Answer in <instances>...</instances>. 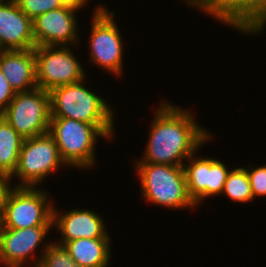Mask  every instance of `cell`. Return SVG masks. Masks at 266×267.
<instances>
[{
  "label": "cell",
  "instance_id": "5b68a950",
  "mask_svg": "<svg viewBox=\"0 0 266 267\" xmlns=\"http://www.w3.org/2000/svg\"><path fill=\"white\" fill-rule=\"evenodd\" d=\"M48 133L67 166L83 169L94 165L98 137L109 140L97 126L68 118H51Z\"/></svg>",
  "mask_w": 266,
  "mask_h": 267
},
{
  "label": "cell",
  "instance_id": "8992f818",
  "mask_svg": "<svg viewBox=\"0 0 266 267\" xmlns=\"http://www.w3.org/2000/svg\"><path fill=\"white\" fill-rule=\"evenodd\" d=\"M1 115L24 139L46 134L51 121L50 94L38 87L16 92Z\"/></svg>",
  "mask_w": 266,
  "mask_h": 267
},
{
  "label": "cell",
  "instance_id": "3957f363",
  "mask_svg": "<svg viewBox=\"0 0 266 267\" xmlns=\"http://www.w3.org/2000/svg\"><path fill=\"white\" fill-rule=\"evenodd\" d=\"M37 187H5L0 205V228L25 229L53 226V204ZM49 201V202H48Z\"/></svg>",
  "mask_w": 266,
  "mask_h": 267
},
{
  "label": "cell",
  "instance_id": "8fae6325",
  "mask_svg": "<svg viewBox=\"0 0 266 267\" xmlns=\"http://www.w3.org/2000/svg\"><path fill=\"white\" fill-rule=\"evenodd\" d=\"M205 11L248 35L262 32L266 26V0H215Z\"/></svg>",
  "mask_w": 266,
  "mask_h": 267
},
{
  "label": "cell",
  "instance_id": "44dd1931",
  "mask_svg": "<svg viewBox=\"0 0 266 267\" xmlns=\"http://www.w3.org/2000/svg\"><path fill=\"white\" fill-rule=\"evenodd\" d=\"M20 9L32 20L37 16L60 7L63 4L60 0H15Z\"/></svg>",
  "mask_w": 266,
  "mask_h": 267
},
{
  "label": "cell",
  "instance_id": "cb8c5ba5",
  "mask_svg": "<svg viewBox=\"0 0 266 267\" xmlns=\"http://www.w3.org/2000/svg\"><path fill=\"white\" fill-rule=\"evenodd\" d=\"M186 1V0H185ZM215 0H187L186 3L188 5L196 7L197 9H200L204 11L214 2Z\"/></svg>",
  "mask_w": 266,
  "mask_h": 267
},
{
  "label": "cell",
  "instance_id": "ac0fdd59",
  "mask_svg": "<svg viewBox=\"0 0 266 267\" xmlns=\"http://www.w3.org/2000/svg\"><path fill=\"white\" fill-rule=\"evenodd\" d=\"M23 140L24 138L0 115V176L7 184L13 178Z\"/></svg>",
  "mask_w": 266,
  "mask_h": 267
},
{
  "label": "cell",
  "instance_id": "52a82bcc",
  "mask_svg": "<svg viewBox=\"0 0 266 267\" xmlns=\"http://www.w3.org/2000/svg\"><path fill=\"white\" fill-rule=\"evenodd\" d=\"M62 164L66 166L56 141L46 133L23 140L17 167L12 176H18V180H21L17 187H35Z\"/></svg>",
  "mask_w": 266,
  "mask_h": 267
},
{
  "label": "cell",
  "instance_id": "277c9868",
  "mask_svg": "<svg viewBox=\"0 0 266 267\" xmlns=\"http://www.w3.org/2000/svg\"><path fill=\"white\" fill-rule=\"evenodd\" d=\"M143 198L172 209L195 207L187 192L183 166L136 163Z\"/></svg>",
  "mask_w": 266,
  "mask_h": 267
},
{
  "label": "cell",
  "instance_id": "7402d4cb",
  "mask_svg": "<svg viewBox=\"0 0 266 267\" xmlns=\"http://www.w3.org/2000/svg\"><path fill=\"white\" fill-rule=\"evenodd\" d=\"M246 171L251 185L253 199L256 196H266V165L253 169L249 165Z\"/></svg>",
  "mask_w": 266,
  "mask_h": 267
},
{
  "label": "cell",
  "instance_id": "5bb4252c",
  "mask_svg": "<svg viewBox=\"0 0 266 267\" xmlns=\"http://www.w3.org/2000/svg\"><path fill=\"white\" fill-rule=\"evenodd\" d=\"M34 47L33 20L15 0L0 2V50H29Z\"/></svg>",
  "mask_w": 266,
  "mask_h": 267
},
{
  "label": "cell",
  "instance_id": "603a6c76",
  "mask_svg": "<svg viewBox=\"0 0 266 267\" xmlns=\"http://www.w3.org/2000/svg\"><path fill=\"white\" fill-rule=\"evenodd\" d=\"M15 95L16 92L11 87L0 68V115L7 109Z\"/></svg>",
  "mask_w": 266,
  "mask_h": 267
},
{
  "label": "cell",
  "instance_id": "d4e9b609",
  "mask_svg": "<svg viewBox=\"0 0 266 267\" xmlns=\"http://www.w3.org/2000/svg\"><path fill=\"white\" fill-rule=\"evenodd\" d=\"M63 4V6L70 7L73 9H76L77 11L81 8H84L83 6L86 5L88 0H60Z\"/></svg>",
  "mask_w": 266,
  "mask_h": 267
},
{
  "label": "cell",
  "instance_id": "e0dca14e",
  "mask_svg": "<svg viewBox=\"0 0 266 267\" xmlns=\"http://www.w3.org/2000/svg\"><path fill=\"white\" fill-rule=\"evenodd\" d=\"M64 247L73 260L82 267H107L110 261V238H79Z\"/></svg>",
  "mask_w": 266,
  "mask_h": 267
},
{
  "label": "cell",
  "instance_id": "484cf974",
  "mask_svg": "<svg viewBox=\"0 0 266 267\" xmlns=\"http://www.w3.org/2000/svg\"><path fill=\"white\" fill-rule=\"evenodd\" d=\"M6 186H7V181L2 176H0V205H1V197Z\"/></svg>",
  "mask_w": 266,
  "mask_h": 267
},
{
  "label": "cell",
  "instance_id": "7c38bea8",
  "mask_svg": "<svg viewBox=\"0 0 266 267\" xmlns=\"http://www.w3.org/2000/svg\"><path fill=\"white\" fill-rule=\"evenodd\" d=\"M76 12V9L63 6L37 16L33 20L35 46L77 44L79 39Z\"/></svg>",
  "mask_w": 266,
  "mask_h": 267
},
{
  "label": "cell",
  "instance_id": "ffe728a7",
  "mask_svg": "<svg viewBox=\"0 0 266 267\" xmlns=\"http://www.w3.org/2000/svg\"><path fill=\"white\" fill-rule=\"evenodd\" d=\"M43 245V253L33 262V267H82L73 260L63 245L55 242Z\"/></svg>",
  "mask_w": 266,
  "mask_h": 267
},
{
  "label": "cell",
  "instance_id": "9a60e30c",
  "mask_svg": "<svg viewBox=\"0 0 266 267\" xmlns=\"http://www.w3.org/2000/svg\"><path fill=\"white\" fill-rule=\"evenodd\" d=\"M52 225L62 234L57 244L63 246L79 238H110L103 218L91 210L72 209L61 215L54 207Z\"/></svg>",
  "mask_w": 266,
  "mask_h": 267
},
{
  "label": "cell",
  "instance_id": "d6986e66",
  "mask_svg": "<svg viewBox=\"0 0 266 267\" xmlns=\"http://www.w3.org/2000/svg\"><path fill=\"white\" fill-rule=\"evenodd\" d=\"M221 194L240 203L253 200L246 168L238 167L229 172Z\"/></svg>",
  "mask_w": 266,
  "mask_h": 267
},
{
  "label": "cell",
  "instance_id": "9c48e42d",
  "mask_svg": "<svg viewBox=\"0 0 266 267\" xmlns=\"http://www.w3.org/2000/svg\"><path fill=\"white\" fill-rule=\"evenodd\" d=\"M37 87L50 91L85 79L80 62L67 46H35Z\"/></svg>",
  "mask_w": 266,
  "mask_h": 267
},
{
  "label": "cell",
  "instance_id": "ba28073f",
  "mask_svg": "<svg viewBox=\"0 0 266 267\" xmlns=\"http://www.w3.org/2000/svg\"><path fill=\"white\" fill-rule=\"evenodd\" d=\"M97 6L92 18L89 47L90 60L97 66L119 76L123 67V42L117 23L113 17L114 12L107 8Z\"/></svg>",
  "mask_w": 266,
  "mask_h": 267
},
{
  "label": "cell",
  "instance_id": "4fadbf2b",
  "mask_svg": "<svg viewBox=\"0 0 266 267\" xmlns=\"http://www.w3.org/2000/svg\"><path fill=\"white\" fill-rule=\"evenodd\" d=\"M52 227L0 228V263L7 267H22L26 261L34 259L35 249L44 242Z\"/></svg>",
  "mask_w": 266,
  "mask_h": 267
},
{
  "label": "cell",
  "instance_id": "2e32d148",
  "mask_svg": "<svg viewBox=\"0 0 266 267\" xmlns=\"http://www.w3.org/2000/svg\"><path fill=\"white\" fill-rule=\"evenodd\" d=\"M0 68L15 92L37 88L34 49L0 50Z\"/></svg>",
  "mask_w": 266,
  "mask_h": 267
},
{
  "label": "cell",
  "instance_id": "7a4b0ae2",
  "mask_svg": "<svg viewBox=\"0 0 266 267\" xmlns=\"http://www.w3.org/2000/svg\"><path fill=\"white\" fill-rule=\"evenodd\" d=\"M84 80L49 91L51 118H68L97 126L109 139L114 137V114L98 94L84 87Z\"/></svg>",
  "mask_w": 266,
  "mask_h": 267
},
{
  "label": "cell",
  "instance_id": "30bf717a",
  "mask_svg": "<svg viewBox=\"0 0 266 267\" xmlns=\"http://www.w3.org/2000/svg\"><path fill=\"white\" fill-rule=\"evenodd\" d=\"M185 161H189L183 165L187 192L196 207L204 198L221 195L231 171L223 162L201 156L196 158L194 154Z\"/></svg>",
  "mask_w": 266,
  "mask_h": 267
},
{
  "label": "cell",
  "instance_id": "6da1fadb",
  "mask_svg": "<svg viewBox=\"0 0 266 267\" xmlns=\"http://www.w3.org/2000/svg\"><path fill=\"white\" fill-rule=\"evenodd\" d=\"M187 109L164 101L157 107L143 159L136 163L183 166L211 135ZM199 125V126H198Z\"/></svg>",
  "mask_w": 266,
  "mask_h": 267
}]
</instances>
